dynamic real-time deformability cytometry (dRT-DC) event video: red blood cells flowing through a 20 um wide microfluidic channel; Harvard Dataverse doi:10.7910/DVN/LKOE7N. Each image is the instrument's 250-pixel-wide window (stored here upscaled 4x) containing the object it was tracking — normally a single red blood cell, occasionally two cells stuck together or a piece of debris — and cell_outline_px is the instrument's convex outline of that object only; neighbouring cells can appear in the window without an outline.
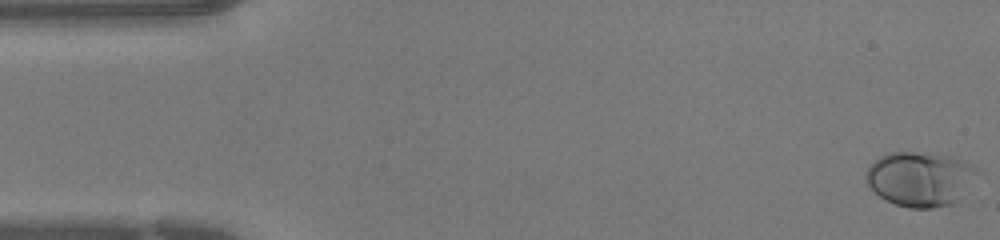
{"species": "human", "species_latin": "Homo sapiens", "temperature_condition": "warm", "stored_images_in_passage": 45, "camera_frame_rate_fps": 3000, "um_per_image_px": 0.085, "donor": {"sex": "female"}, "frame": {"image": 1, "passage_image": 1, "time_ms": 0.0, "image_size_px": [1000, 240], "cell_outline_px": [[984, 172], [960, 200], [956, 204], [932, 208], [908, 208], [896, 204], [880, 196], [868, 184], [864, 176], [872, 160], [888, 152], [916, 152], [952, 156], [964, 160], [972, 164]], "centroid_in_image_um": [78.32, 15.2], "position_along_channel_um": 6.7, "area_um2": 36.36}}
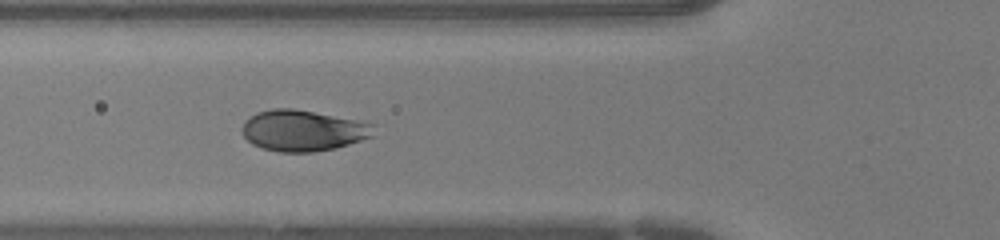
{"frame": {"image": 2, "passage_image": 16, "time_ms": 5.0, "image_size_px": [1000, 240], "cell_outline_px": [[372, 136], [336, 148], [312, 152], [280, 152], [264, 148], [252, 144], [244, 136], [244, 120], [256, 112], [272, 108], [292, 108], [356, 120], [372, 124]], "centroid_in_image_um": [25.71, 11.09], "position_along_channel_um": 100.1, "area_um2": 30.98}}
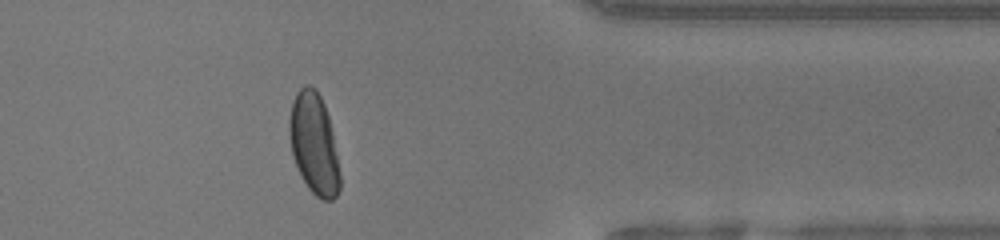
{"frame": {"image": 3, "passage_image": 36, "time_ms": 11.667, "image_size_px": [1000, 240], "cell_outline_px": [[340, 188], [336, 196], [332, 200], [320, 200], [308, 188], [300, 176], [292, 156], [288, 132], [288, 120], [292, 104], [296, 92], [304, 84], [312, 84], [316, 88], [324, 104], [328, 116], [332, 132], [340, 176]], "centroid_in_image_um": [26.66, 12.21], "position_along_channel_um": 384.7, "area_um2": 30.0}}